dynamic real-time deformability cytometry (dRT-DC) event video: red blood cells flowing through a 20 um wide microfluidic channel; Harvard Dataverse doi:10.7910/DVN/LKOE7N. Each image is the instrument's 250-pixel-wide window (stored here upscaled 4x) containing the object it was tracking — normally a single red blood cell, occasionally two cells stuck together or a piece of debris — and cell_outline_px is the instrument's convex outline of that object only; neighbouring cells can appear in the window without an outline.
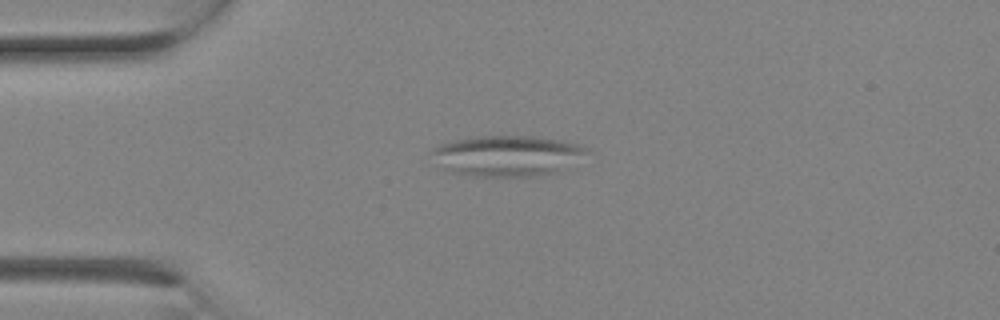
{"species": "Egyptian fruit bat (a non-hibernating species)", "species_latin": "Rousettus aegyptiacus", "temperature_condition": "room temperature", "stored_images_in_passage": 1, "camera_frame_rate_fps": 3000, "um_per_image_px": 0.085, "animal": {"sex": "female"}, "frame": {"image": 1, "passage_image": 1, "time_ms": 0.0, "image_size_px": [1000, 320], "cell_outline_px": [[592, 152], [556, 172], [536, 176], [476, 176], [456, 172], [444, 168], [432, 152], [432, 148], [440, 144], [456, 140], [476, 136], [536, 136], [576, 144], [588, 148]], "centroid_in_image_um": [43.17, 13.23], "position_along_channel_um": 41.8, "area_um2": 36.13}}